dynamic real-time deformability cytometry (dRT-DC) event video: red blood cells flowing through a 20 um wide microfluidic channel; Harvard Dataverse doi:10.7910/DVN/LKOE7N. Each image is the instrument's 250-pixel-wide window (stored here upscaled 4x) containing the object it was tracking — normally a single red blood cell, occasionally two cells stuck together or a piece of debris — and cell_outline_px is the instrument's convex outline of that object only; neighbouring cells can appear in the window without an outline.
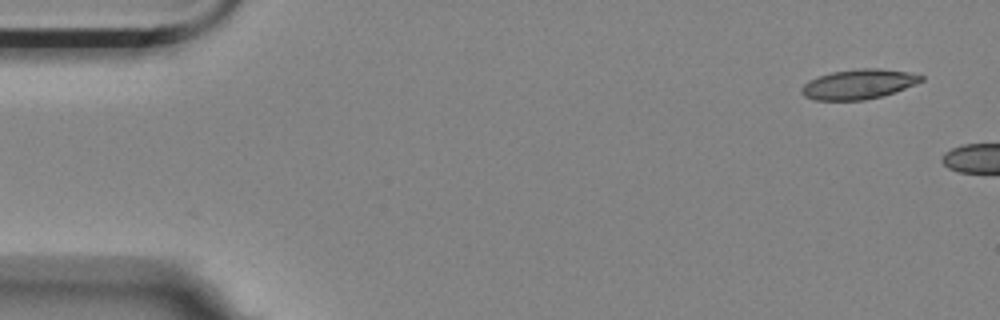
{"species": "Egyptian fruit bat (a non-hibernating species)", "species_latin": "Rousettus aegyptiacus", "temperature_condition": "room temperature", "stored_images_in_passage": 4, "camera_frame_rate_fps": 3000, "um_per_image_px": 0.085, "animal": {"sex": "female"}, "frame": {"image": 1, "passage_image": 1, "time_ms": 0.0, "image_size_px": [1000, 320], "cell_outline_px": [[924, 80], [916, 84], [880, 96], [864, 100], [816, 100], [804, 96], [800, 92], [800, 88], [808, 80], [816, 76], [832, 72], [860, 68], [876, 68], [908, 72], [924, 76]], "centroid_in_image_um": [72.93, 7.15], "position_along_channel_um": 12.1, "area_um2": 20.69}}